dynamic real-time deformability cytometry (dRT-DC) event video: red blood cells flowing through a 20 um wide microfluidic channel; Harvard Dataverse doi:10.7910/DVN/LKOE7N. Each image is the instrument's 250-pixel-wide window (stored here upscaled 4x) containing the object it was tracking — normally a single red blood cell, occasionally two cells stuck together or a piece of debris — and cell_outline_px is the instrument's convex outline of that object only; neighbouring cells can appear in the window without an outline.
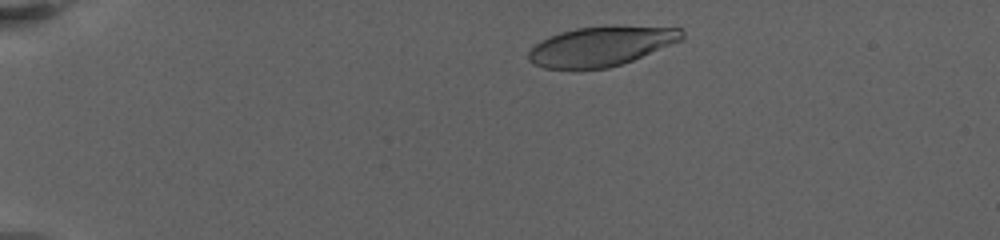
{"species": "human", "species_latin": "Homo sapiens", "temperature_condition": "warm", "stored_images_in_passage": 31, "camera_frame_rate_fps": 3000, "um_per_image_px": 0.085, "donor": {"sex": "female"}, "frame": {"image": 1, "passage_image": 2, "time_ms": 1.0, "image_size_px": [1000, 240], "cell_outline_px": [[684, 40], [632, 60], [608, 68], [576, 72], [544, 68], [528, 60], [528, 52], [536, 44], [560, 32], [576, 28], [612, 24], [616, 24], [680, 28], [684, 32]], "centroid_in_image_um": [51.12, 3.94], "position_along_channel_um": 33.9, "area_um2": 36.47}}
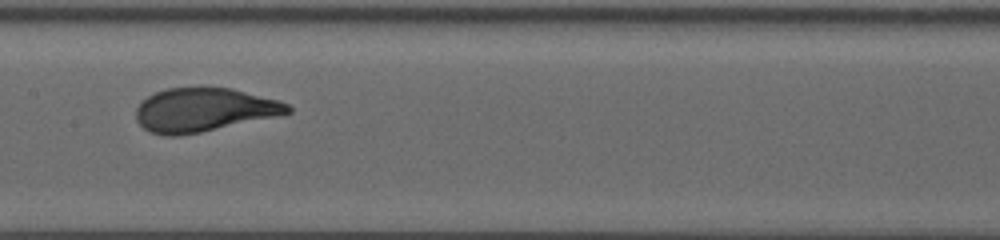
{"frame": {"image": 2, "passage_image": 19, "time_ms": 8.667, "image_size_px": [1000, 240], "cell_outline_px": [[292, 112], [200, 132], [176, 136], [164, 136], [148, 132], [136, 120], [136, 108], [148, 96], [156, 92], [168, 88], [200, 84], [204, 84], [232, 88], [280, 100], [288, 104], [292, 108]], "centroid_in_image_um": [17.3, 9.29], "position_along_channel_um": 190.1, "area_um2": 39.19}}
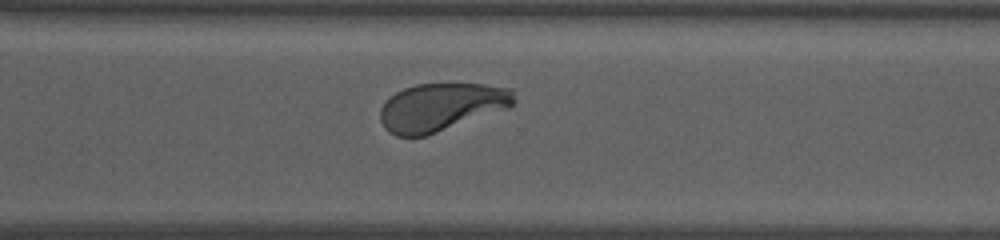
{"frame": {"image": 3, "passage_image": 31, "time_ms": 13.333, "image_size_px": [1000, 240], "cell_outline_px": [[516, 100], [508, 108], [424, 136], [396, 136], [384, 128], [380, 120], [380, 108], [396, 92], [404, 88], [416, 84], [448, 80], [484, 84], [512, 88]], "centroid_in_image_um": [37.52, 9.03], "position_along_channel_um": 333.1, "area_um2": 37.97}}